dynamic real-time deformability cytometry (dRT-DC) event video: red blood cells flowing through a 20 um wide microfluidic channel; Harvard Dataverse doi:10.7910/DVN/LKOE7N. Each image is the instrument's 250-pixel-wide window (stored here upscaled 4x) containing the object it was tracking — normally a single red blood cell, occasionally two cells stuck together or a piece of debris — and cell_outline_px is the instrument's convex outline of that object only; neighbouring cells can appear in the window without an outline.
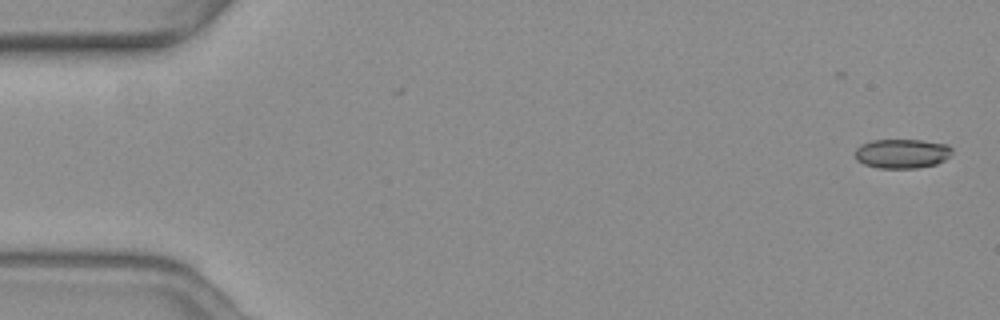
{"species": "common noctule bat (a hibernating species)", "species_latin": "Nyctalus noctula", "temperature_condition": "warm", "stored_images_in_passage": 11, "camera_frame_rate_fps": 3000, "um_per_image_px": 0.085, "animal": {"sex": "female", "body_mass_g": 19.3, "forearm_length_mm": 54.1}, "frame": {"image": 1, "passage_image": 1, "time_ms": 0.0, "image_size_px": [1000, 320], "cell_outline_px": [[952, 152], [944, 160], [936, 164], [916, 168], [880, 168], [864, 164], [856, 160], [856, 148], [860, 144], [872, 140], [924, 140], [948, 144], [952, 148]], "centroid_in_image_um": [76.67, 13.04], "position_along_channel_um": 8.3, "area_um2": 16.65}}